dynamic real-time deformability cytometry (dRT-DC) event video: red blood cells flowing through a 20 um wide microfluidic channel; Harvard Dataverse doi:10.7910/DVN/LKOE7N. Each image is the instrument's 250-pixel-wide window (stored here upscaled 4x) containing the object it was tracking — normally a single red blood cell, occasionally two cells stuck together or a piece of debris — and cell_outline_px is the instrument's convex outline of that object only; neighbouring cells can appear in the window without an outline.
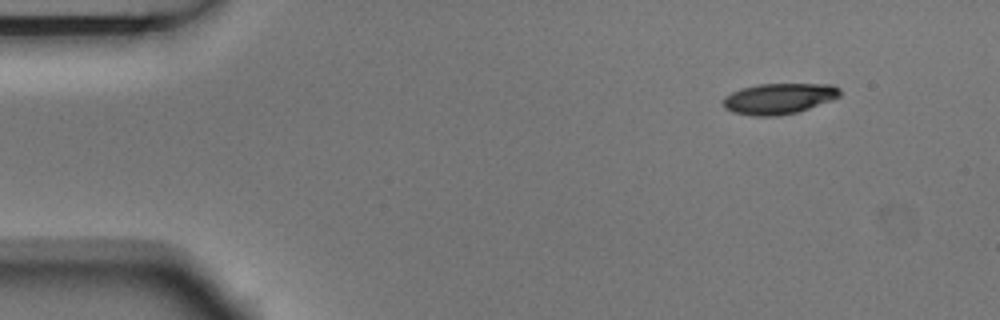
{"species": "Egyptian fruit bat (a non-hibernating species)", "species_latin": "Rousettus aegyptiacus", "temperature_condition": "room temperature", "stored_images_in_passage": 2, "camera_frame_rate_fps": 3000, "um_per_image_px": 0.085, "animal": {"sex": "male"}, "frame": {"image": 1, "passage_image": 1, "time_ms": 0.0, "image_size_px": [1000, 320], "cell_outline_px": [[840, 96], [832, 100], [796, 112], [776, 116], [752, 116], [732, 112], [724, 108], [724, 96], [740, 88], [760, 84], [832, 84], [840, 88]], "centroid_in_image_um": [66.19, 8.38], "position_along_channel_um": 18.8, "area_um2": 20.92}}